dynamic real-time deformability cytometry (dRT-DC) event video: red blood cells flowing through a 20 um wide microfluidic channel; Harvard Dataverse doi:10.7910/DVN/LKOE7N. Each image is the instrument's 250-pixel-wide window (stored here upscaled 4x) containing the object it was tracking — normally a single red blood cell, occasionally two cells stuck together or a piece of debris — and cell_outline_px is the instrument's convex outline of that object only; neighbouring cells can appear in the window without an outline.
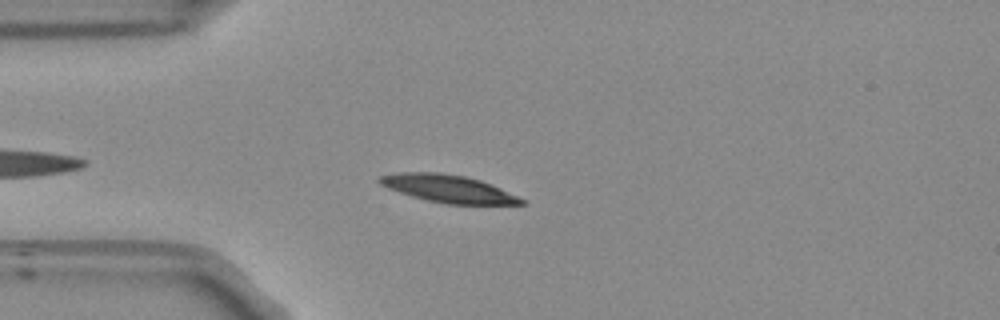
{"species": "Egyptian fruit bat (a non-hibernating species)", "species_latin": "Rousettus aegyptiacus", "temperature_condition": "room temperature", "stored_images_in_passage": 37, "camera_frame_rate_fps": 3000, "um_per_image_px": 0.085, "frame": {"image": 1, "passage_image": 5, "time_ms": 1.333, "image_size_px": [1000, 320], "cell_outline_px": [[528, 204], [448, 204], [428, 200], [412, 196], [388, 188], [380, 184], [376, 180], [380, 176], [396, 172], [440, 172], [464, 176], [480, 180], [500, 188], [524, 200]], "centroid_in_image_um": [38.06, 16.02], "position_along_channel_um": 46.9, "area_um2": 22.54}}
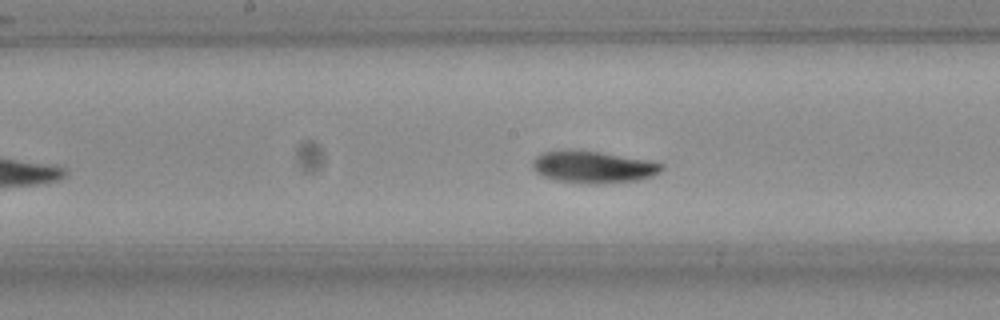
{"frame": {"image": 2, "passage_image": 18, "time_ms": 5.667, "image_size_px": [1000, 320], "cell_outline_px": [[664, 168], [660, 172], [652, 176], [640, 180], [596, 184], [588, 184], [556, 180], [544, 176], [536, 172], [532, 168], [532, 160], [536, 156], [544, 152], [596, 152], [648, 160], [664, 164]], "centroid_in_image_um": [50.46, 14.23], "position_along_channel_um": 197.7, "area_um2": 23.47}}
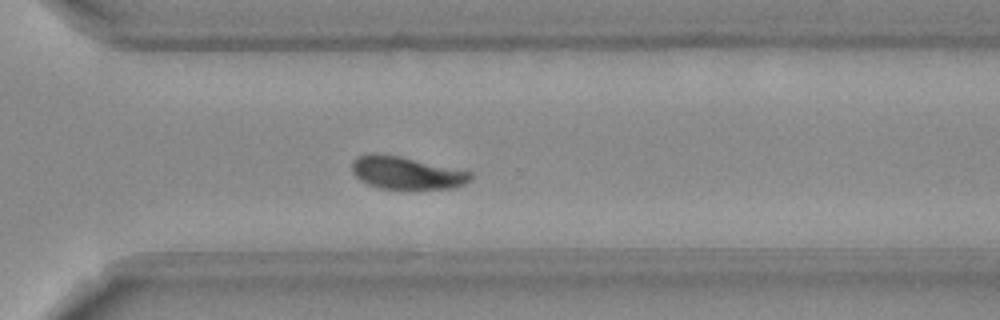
{"frame": {"image": 3, "passage_image": 29, "time_ms": 9.333, "image_size_px": [1000, 320], "cell_outline_px": [[472, 180], [456, 188], [380, 188], [368, 184], [360, 180], [352, 172], [352, 160], [360, 156], [372, 152], [400, 156], [472, 172]], "centroid_in_image_um": [34.54, 14.68], "position_along_channel_um": 336.1, "area_um2": 22.37}, "authors_computed_cell_mechanics": {"area_um2": 23.2934, "velocity_mm_per_s": 3.7847, "shape_relaxation_time_tau1_ms": 4.9407, "shape_relaxation_time_tau2_ms": 2.8202, "deformation_change_tau1": 0.1539, "deformation_change_tau2": 0.0634}}